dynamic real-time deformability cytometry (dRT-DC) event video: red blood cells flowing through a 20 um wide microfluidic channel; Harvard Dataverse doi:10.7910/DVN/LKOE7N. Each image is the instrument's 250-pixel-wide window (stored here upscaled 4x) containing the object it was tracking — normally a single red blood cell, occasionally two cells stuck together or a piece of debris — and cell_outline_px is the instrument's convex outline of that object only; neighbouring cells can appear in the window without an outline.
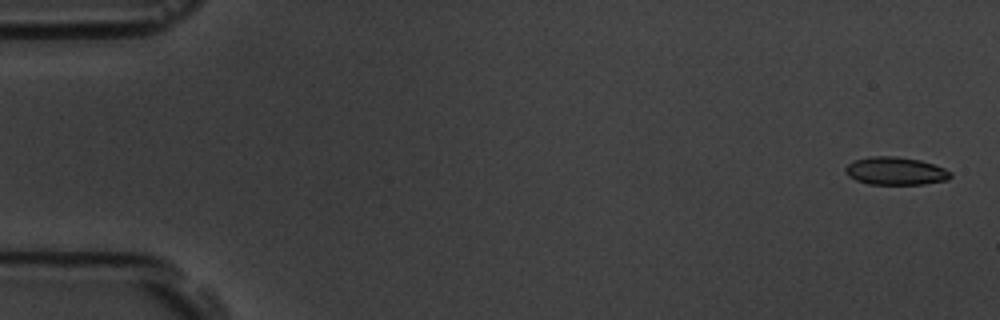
{"species": "common noctule bat (a hibernating species)", "species_latin": "Nyctalus noctula", "temperature_condition": "room temperature", "stored_images_in_passage": 6, "camera_frame_rate_fps": 3000, "um_per_image_px": 0.085, "animal": {"sex": "male", "body_mass_g": 19.5, "forearm_length_mm": 54.6}, "frame": {"image": 1, "passage_image": 1, "time_ms": 0.0, "image_size_px": [1000, 320], "cell_outline_px": [[952, 176], [948, 180], [924, 184], [868, 184], [856, 180], [848, 176], [844, 172], [844, 168], [848, 164], [856, 160], [868, 156], [896, 156], [920, 160], [944, 168], [952, 172]], "centroid_in_image_um": [76.11, 14.53], "position_along_channel_um": 8.9, "area_um2": 17.17}}
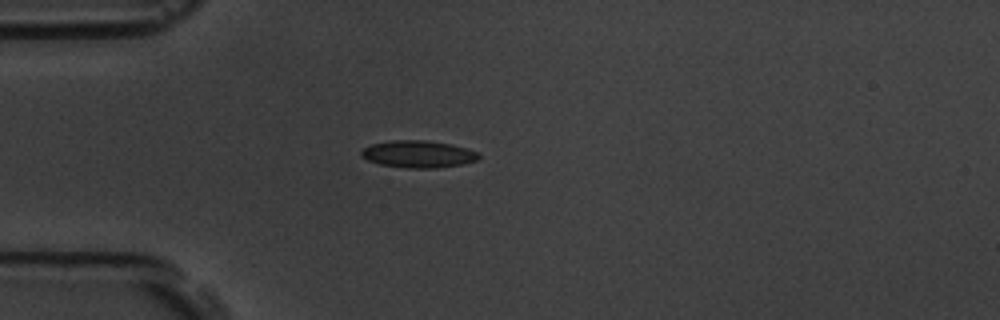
{"frame": {"image": 2, "passage_image": 5, "time_ms": 4.667, "image_size_px": [1000, 320], "cell_outline_px": [[480, 156], [476, 160], [460, 164], [436, 168], [408, 168], [380, 164], [368, 160], [360, 156], [360, 152], [364, 148], [372, 144], [392, 140], [424, 140], [452, 144], [468, 148], [480, 152]], "centroid_in_image_um": [35.56, 13.09], "position_along_channel_um": 49.4, "area_um2": 18.55}}